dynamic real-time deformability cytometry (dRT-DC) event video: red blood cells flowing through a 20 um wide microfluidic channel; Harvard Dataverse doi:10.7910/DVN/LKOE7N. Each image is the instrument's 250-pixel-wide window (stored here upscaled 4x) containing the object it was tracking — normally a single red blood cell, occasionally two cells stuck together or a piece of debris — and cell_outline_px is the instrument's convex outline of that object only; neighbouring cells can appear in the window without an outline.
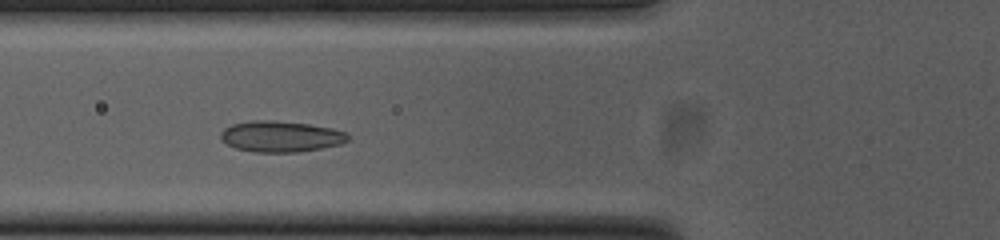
{"species": "common noctule bat (a hibernating species)", "species_latin": "Nyctalus noctula", "temperature_condition": "cold", "stored_images_in_passage": 41, "camera_frame_rate_fps": 3000, "um_per_image_px": 0.085, "animal": {"sex": "female", "body_mass_g": 23.0, "forearm_length_mm": 53.4}, "frame": {"image": 1, "passage_image": 12, "time_ms": 3.667, "image_size_px": [1000, 240], "cell_outline_px": [[348, 140], [340, 144], [300, 152], [252, 152], [236, 148], [220, 140], [220, 132], [224, 128], [232, 124], [252, 120], [272, 120], [308, 124], [332, 128], [348, 132]], "centroid_in_image_um": [23.84, 11.6], "position_along_channel_um": 102.0, "area_um2": 23.06}}
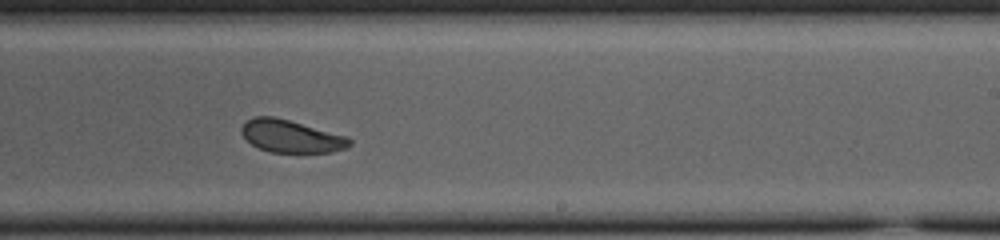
{"frame": {"image": 2, "passage_image": 25, "time_ms": 8.0, "image_size_px": [1000, 240], "cell_outline_px": [[352, 144], [344, 148], [332, 152], [268, 152], [252, 144], [240, 132], [240, 128], [252, 116], [272, 116], [288, 120], [348, 136], [352, 140]], "centroid_in_image_um": [24.74, 11.58], "position_along_channel_um": 264.3, "area_um2": 20.35}}
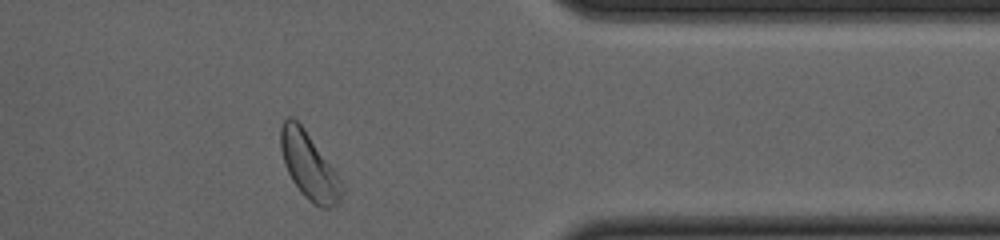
{"frame": {"image": 3, "passage_image": 36, "time_ms": 11.667, "image_size_px": [1000, 240], "cell_outline_px": [[344, 192], [340, 200], [336, 204], [328, 208], [320, 208], [312, 204], [300, 192], [292, 180], [284, 164], [280, 148], [280, 128], [284, 120], [288, 116], [292, 116], [304, 128], [336, 172], [344, 188]], "centroid_in_image_um": [26.25, 14.12], "position_along_channel_um": 385.1, "area_um2": 23.7}, "authors_computed_cell_mechanics": {"area_um2": 21.964, "velocity_mm_per_s": 3.7528, "shape_relaxation_time_tau1_ms": 3.0735, "shape_relaxation_time_tau2_ms": 1.5539, "deformation_change_tau1": 0.0799, "deformation_change_tau2": 0.0644}}